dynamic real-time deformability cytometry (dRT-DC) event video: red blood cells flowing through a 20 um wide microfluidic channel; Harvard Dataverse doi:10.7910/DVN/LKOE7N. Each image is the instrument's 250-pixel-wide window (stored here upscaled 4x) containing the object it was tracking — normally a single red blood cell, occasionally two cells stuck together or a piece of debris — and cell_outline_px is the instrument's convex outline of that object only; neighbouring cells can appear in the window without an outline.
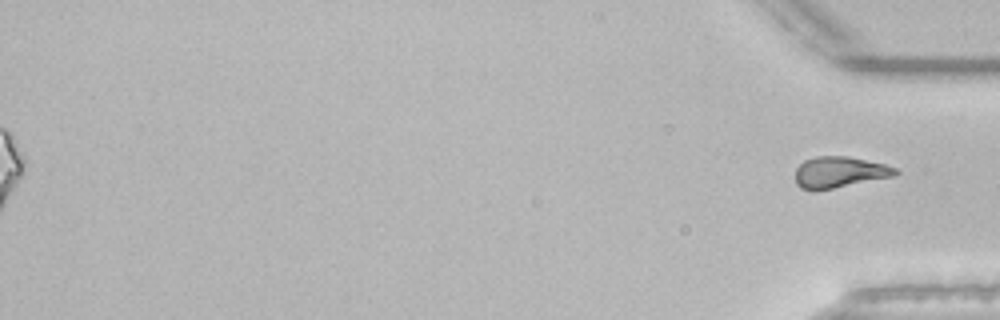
{"species": "common noctule bat (a hibernating species)", "species_latin": "Nyctalus noctula", "temperature_condition": "room temperature", "stored_images_in_passage": 47, "segment_of_instrument_passage": [2, 2], "camera_frame_rate_fps": 3000, "um_per_image_px": 0.085, "animal": {"sex": "male", "body_mass_g": 21.5, "forearm_length_mm": 52.0}, "frame": {"image": 1, "passage_image": 47, "time_ms": 15.333, "image_size_px": [1000, 320], "cell_outline_px": [[900, 172], [896, 176], [812, 192], [800, 188], [796, 184], [796, 168], [804, 160], [816, 156], [848, 156], [884, 164], [896, 168]], "centroid_in_image_um": [71.34, 14.65], "position_along_channel_um": 363.9, "area_um2": 18.38}}